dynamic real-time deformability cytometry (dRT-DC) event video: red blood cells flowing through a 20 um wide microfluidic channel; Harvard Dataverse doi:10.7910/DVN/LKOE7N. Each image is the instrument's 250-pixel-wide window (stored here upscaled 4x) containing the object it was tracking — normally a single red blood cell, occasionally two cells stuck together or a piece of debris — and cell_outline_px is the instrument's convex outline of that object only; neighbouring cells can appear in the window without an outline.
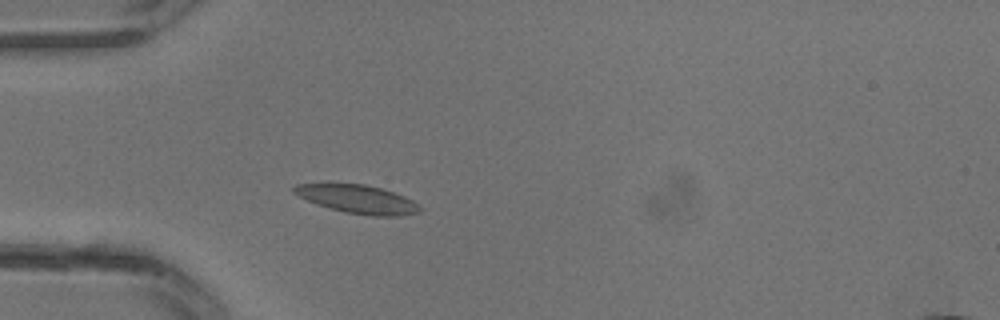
{"species": "common noctule bat (a hibernating species)", "species_latin": "Nyctalus noctula", "temperature_condition": "warm", "stored_images_in_passage": 28, "camera_frame_rate_fps": 3000, "um_per_image_px": 0.085, "animal": {"sex": "male", "body_mass_g": 13.3}, "frame": {"image": 1, "passage_image": 6, "time_ms": 1.667, "image_size_px": [1000, 320], "cell_outline_px": [[424, 208], [420, 212], [400, 216], [372, 216], [344, 212], [316, 204], [292, 192], [292, 188], [296, 184], [364, 184], [380, 188], [404, 196], [420, 204]], "centroid_in_image_um": [30.45, 16.94], "position_along_channel_um": 54.6, "area_um2": 20.75}}
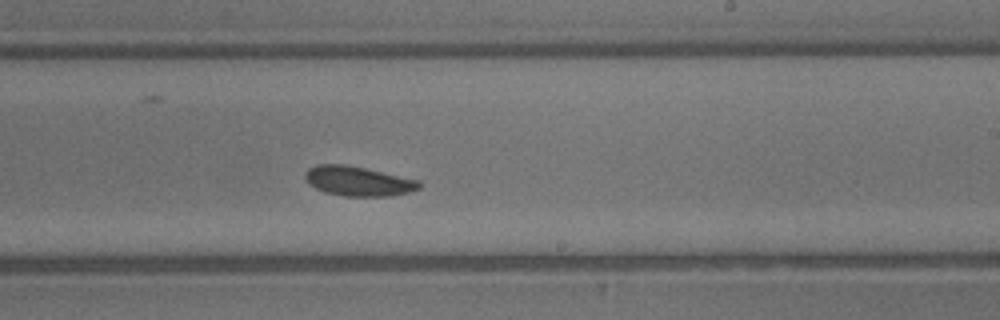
{"frame": {"image": 2, "passage_image": 16, "time_ms": 5.0, "image_size_px": [1000, 320], "cell_outline_px": [[420, 188], [408, 192], [392, 196], [344, 196], [324, 192], [308, 184], [304, 176], [308, 168], [316, 164], [344, 164], [364, 168], [420, 180]], "centroid_in_image_um": [30.42, 15.39], "position_along_channel_um": 258.6, "area_um2": 19.71}}
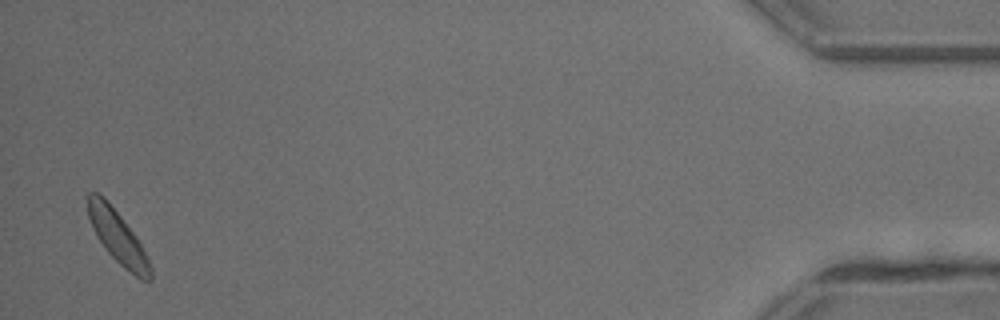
{"frame": {"image": 3, "passage_image": 28, "time_ms": 9.0, "image_size_px": [1000, 320], "cell_outline_px": [[152, 280], [148, 284], [140, 280], [124, 268], [108, 252], [96, 236], [92, 228], [88, 216], [88, 192], [96, 192], [104, 196], [136, 236], [152, 268]], "centroid_in_image_um": [10.02, 20.19], "position_along_channel_um": 425.2, "area_um2": 19.07}}